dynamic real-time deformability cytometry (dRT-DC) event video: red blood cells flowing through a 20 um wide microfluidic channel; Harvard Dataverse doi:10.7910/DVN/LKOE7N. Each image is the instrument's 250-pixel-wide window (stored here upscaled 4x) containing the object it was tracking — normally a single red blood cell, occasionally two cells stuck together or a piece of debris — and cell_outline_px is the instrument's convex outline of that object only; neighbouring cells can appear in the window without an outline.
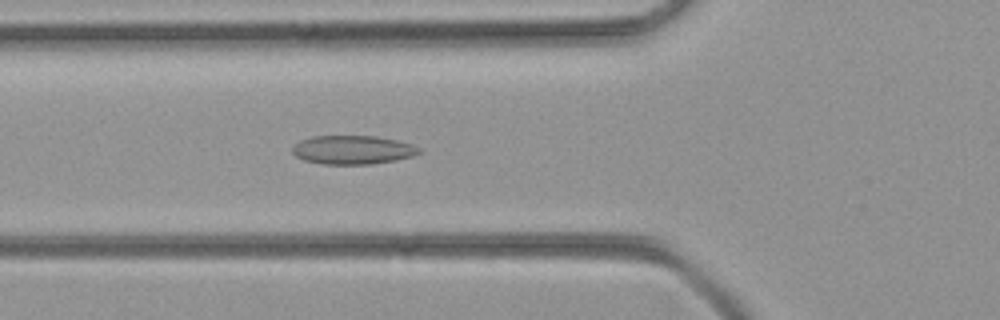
{"species": "common noctule bat (a hibernating species)", "species_latin": "Nyctalus noctula", "temperature_condition": "room temperature", "stored_images_in_passage": 35, "camera_frame_rate_fps": 3000, "um_per_image_px": 0.085, "animal": {"sex": "female", "body_mass_g": 21.9}, "frame": {"image": 1, "passage_image": 3, "time_ms": 0.667, "image_size_px": [1000, 320], "cell_outline_px": [[420, 152], [412, 156], [396, 160], [372, 164], [324, 164], [304, 160], [296, 156], [292, 152], [292, 148], [300, 140], [312, 136], [376, 136], [396, 140], [412, 144], [420, 148]], "centroid_in_image_um": [29.98, 12.73], "position_along_channel_um": 95.8, "area_um2": 21.15}}
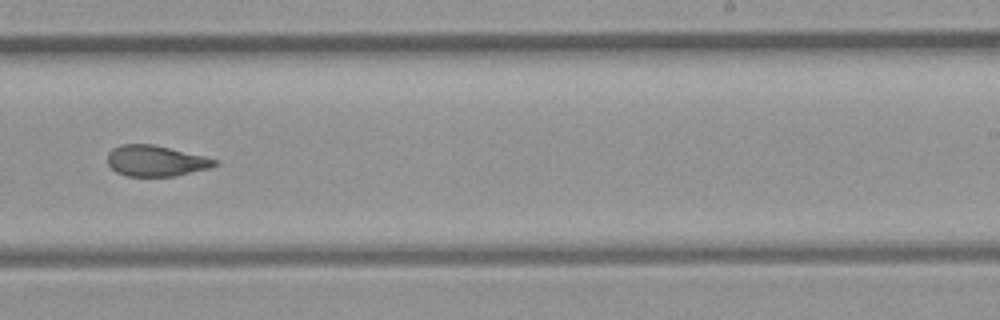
{"frame": {"image": 2, "passage_image": 16, "time_ms": 5.0, "image_size_px": [1000, 320], "cell_outline_px": [[220, 164], [212, 168], [176, 176], [128, 176], [116, 172], [108, 164], [108, 152], [112, 148], [120, 144], [152, 144], [204, 156], [220, 160]], "centroid_in_image_um": [13.29, 13.68], "position_along_channel_um": 275.7, "area_um2": 19.48}}
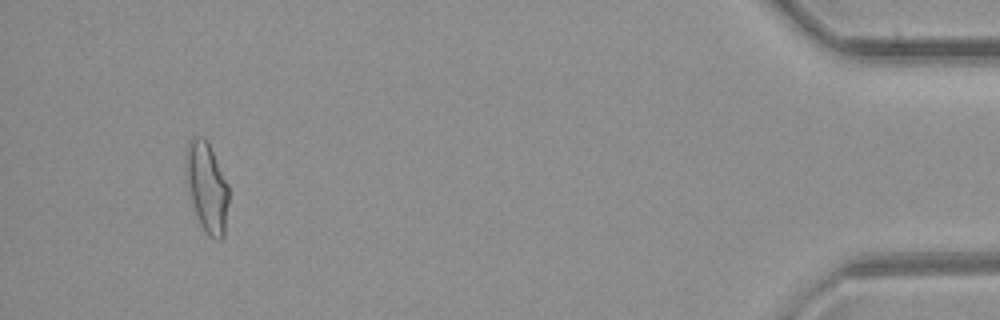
{"frame": {"image": 3, "passage_image": 32, "time_ms": 10.333, "image_size_px": [1000, 320], "cell_outline_px": [[228, 200], [224, 236], [220, 240], [216, 240], [208, 236], [200, 224], [192, 200], [184, 160], [184, 152], [192, 136], [204, 136], [208, 140], [228, 184]], "centroid_in_image_um": [17.59, 15.85], "position_along_channel_um": 417.6, "area_um2": 22.31}}